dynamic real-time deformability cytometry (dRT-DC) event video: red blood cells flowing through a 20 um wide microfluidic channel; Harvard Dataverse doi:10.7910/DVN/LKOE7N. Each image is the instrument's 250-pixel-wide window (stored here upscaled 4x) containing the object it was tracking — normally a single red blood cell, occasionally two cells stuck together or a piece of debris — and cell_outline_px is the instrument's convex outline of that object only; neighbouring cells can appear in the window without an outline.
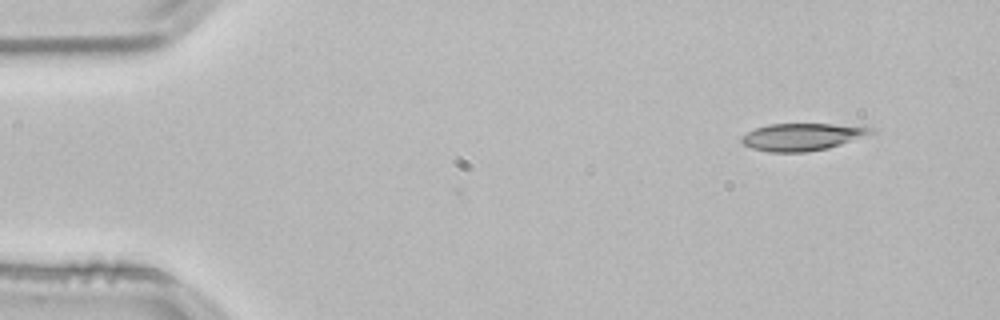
{"species": "common noctule bat (a hibernating species)", "species_latin": "Nyctalus noctula", "temperature_condition": "room temperature", "stored_images_in_passage": 43, "camera_frame_rate_fps": 3000, "um_per_image_px": 0.085, "animal": {"sex": "male", "body_mass_g": 21.5, "forearm_length_mm": 52.0}, "frame": {"image": 1, "passage_image": 1, "time_ms": 0.0, "image_size_px": [1000, 320], "cell_outline_px": [[876, 132], [828, 148], [808, 152], [768, 152], [752, 148], [744, 144], [740, 140], [740, 136], [756, 128], [768, 124], [864, 124], [876, 128]], "centroid_in_image_um": [68.26, 11.61], "position_along_channel_um": 16.7, "area_um2": 20.92}}
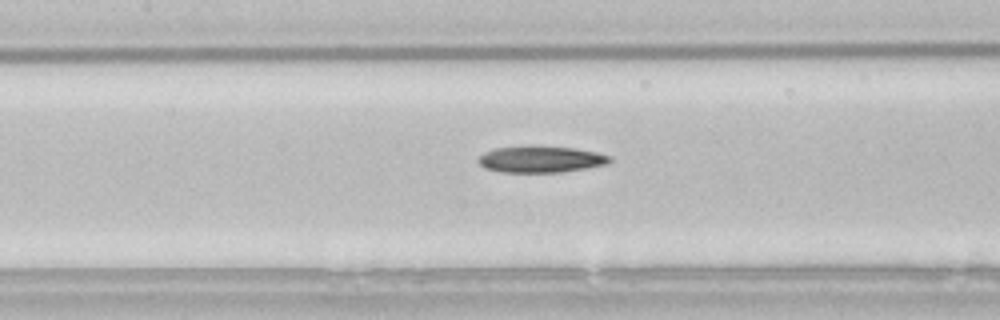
{"frame": {"image": 2, "passage_image": 20, "time_ms": 6.333, "image_size_px": [1000, 320], "cell_outline_px": [[612, 160], [604, 164], [584, 168], [560, 172], [500, 172], [484, 168], [476, 160], [484, 152], [496, 148], [528, 144], [540, 144], [576, 148], [596, 152], [612, 156]], "centroid_in_image_um": [45.92, 13.5], "position_along_channel_um": 161.5, "area_um2": 20.81}}
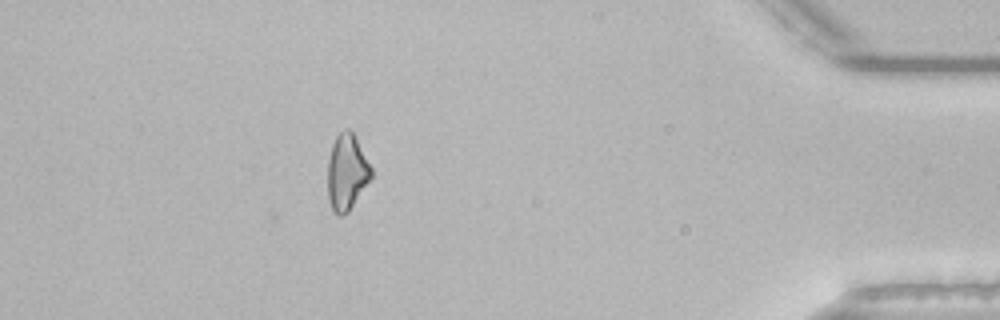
{"frame": {"image": 3, "passage_image": 43, "time_ms": 14.0, "image_size_px": [1000, 320], "cell_outline_px": [[372, 176], [348, 212], [344, 216], [336, 216], [332, 212], [328, 200], [328, 160], [332, 144], [336, 136], [344, 128], [348, 128], [352, 132], [372, 168]], "centroid_in_image_um": [29.45, 14.67], "position_along_channel_um": 405.8, "area_um2": 19.25}}